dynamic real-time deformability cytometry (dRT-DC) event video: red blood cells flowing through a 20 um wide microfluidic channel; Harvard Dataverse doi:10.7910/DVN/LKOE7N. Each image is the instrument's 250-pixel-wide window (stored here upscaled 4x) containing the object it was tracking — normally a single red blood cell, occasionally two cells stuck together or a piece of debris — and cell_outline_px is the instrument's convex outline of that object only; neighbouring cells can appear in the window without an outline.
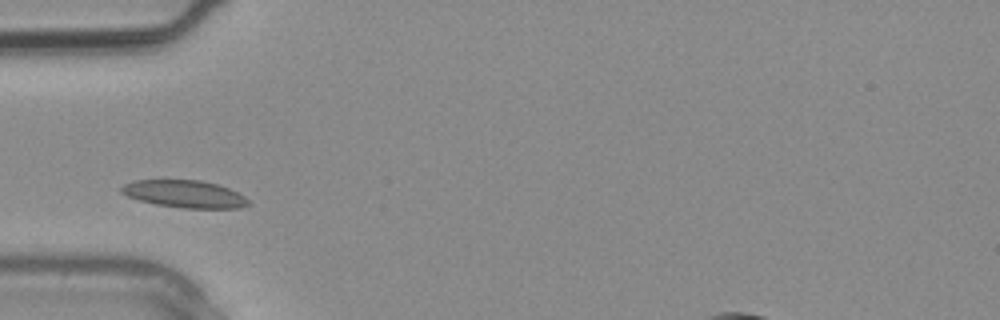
{"species": "common noctule bat (a hibernating species)", "species_latin": "Nyctalus noctula", "temperature_condition": "warm", "stored_images_in_passage": 3, "camera_frame_rate_fps": 3000, "um_per_image_px": 0.085, "animal": {"sex": "male", "body_mass_g": 20.4}, "frame": {"image": 1, "passage_image": 3, "time_ms": 0.667, "image_size_px": [1000, 320], "cell_outline_px": [[248, 204], [240, 208], [184, 208], [156, 204], [140, 200], [128, 196], [120, 192], [120, 188], [124, 184], [136, 180], [200, 180], [216, 184], [228, 188], [244, 196], [248, 200]], "centroid_in_image_um": [15.67, 16.48], "position_along_channel_um": 69.3, "area_um2": 20.0}}